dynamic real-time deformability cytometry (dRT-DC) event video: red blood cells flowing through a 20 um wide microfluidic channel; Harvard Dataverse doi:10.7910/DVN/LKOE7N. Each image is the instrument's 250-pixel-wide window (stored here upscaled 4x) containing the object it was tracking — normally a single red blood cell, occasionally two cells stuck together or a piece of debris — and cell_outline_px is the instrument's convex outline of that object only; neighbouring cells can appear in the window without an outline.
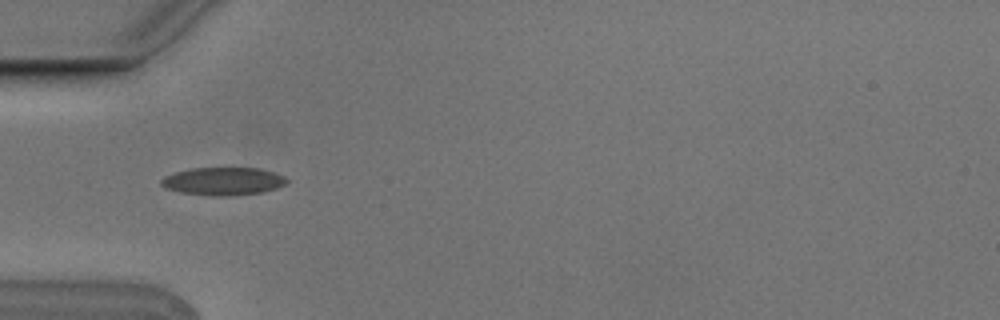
{"species": "Egyptian fruit bat (a non-hibernating species)", "species_latin": "Rousettus aegyptiacus", "temperature_condition": "cold", "stored_images_in_passage": 7, "camera_frame_rate_fps": 3000, "um_per_image_px": 0.085, "animal": {"sex": "male"}, "frame": {"image": 1, "passage_image": 3, "time_ms": 0.667, "image_size_px": [1000, 320], "cell_outline_px": [[288, 180], [284, 184], [276, 188], [264, 192], [232, 196], [208, 196], [180, 192], [164, 188], [160, 184], [160, 180], [164, 176], [176, 172], [192, 168], [260, 168], [284, 176]], "centroid_in_image_um": [18.94, 15.42], "position_along_channel_um": 66.1, "area_um2": 20.52}}
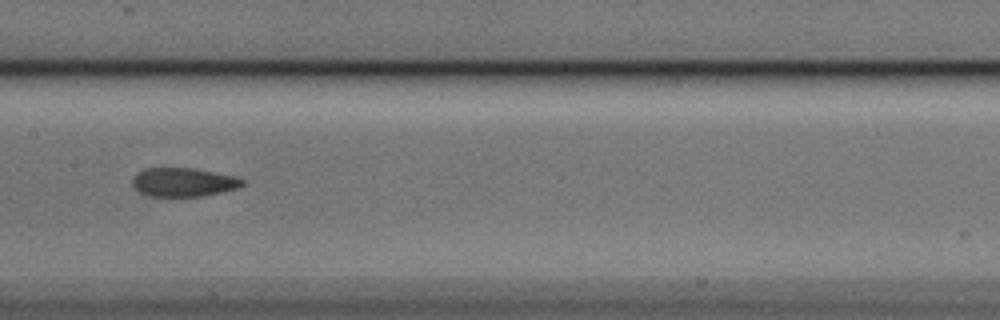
{"frame": {"image": 2, "passage_image": 6, "time_ms": 1.667, "image_size_px": [1000, 320], "cell_outline_px": [[244, 184], [236, 188], [220, 192], [200, 196], [152, 196], [140, 192], [132, 188], [132, 176], [136, 172], [144, 168], [192, 168], [216, 172], [232, 176], [244, 180]], "centroid_in_image_um": [15.51, 15.47], "position_along_channel_um": 191.9, "area_um2": 18.38}}
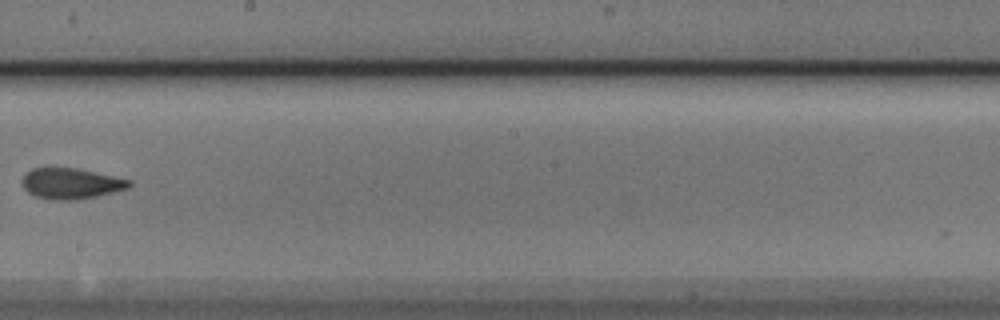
{"frame": {"image": 3, "passage_image": 7, "time_ms": 2.0, "image_size_px": [1000, 320], "cell_outline_px": [[132, 184], [128, 188], [96, 196], [76, 200], [56, 200], [36, 196], [28, 192], [24, 188], [20, 180], [32, 168], [76, 168], [132, 180]], "centroid_in_image_um": [6.03, 15.6], "position_along_channel_um": 242.2, "area_um2": 19.02}}